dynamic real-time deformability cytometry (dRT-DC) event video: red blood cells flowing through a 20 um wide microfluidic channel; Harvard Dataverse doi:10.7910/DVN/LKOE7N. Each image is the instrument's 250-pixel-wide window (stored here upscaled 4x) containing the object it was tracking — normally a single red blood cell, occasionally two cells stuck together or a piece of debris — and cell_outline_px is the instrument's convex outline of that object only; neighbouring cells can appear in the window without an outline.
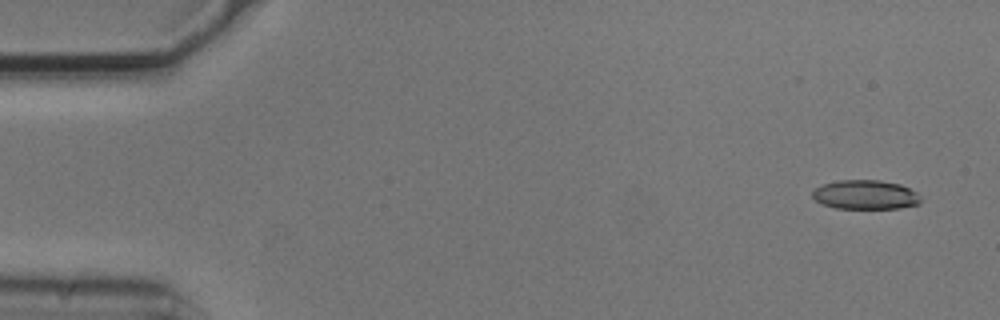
{"species": "common noctule bat (a hibernating species)", "species_latin": "Nyctalus noctula", "temperature_condition": "cold", "stored_images_in_passage": 7, "camera_frame_rate_fps": 3000, "um_per_image_px": 0.085, "animal": {"sex": "male", "body_mass_g": 20.5, "forearm_length_mm": 52.5}, "frame": {"image": 1, "passage_image": 1, "time_ms": 0.0, "image_size_px": [1000, 320], "cell_outline_px": [[920, 204], [900, 208], [836, 208], [824, 204], [816, 200], [812, 196], [812, 192], [816, 188], [824, 184], [840, 180], [880, 180], [900, 184], [916, 192], [920, 196]], "centroid_in_image_um": [73.59, 16.55], "position_along_channel_um": 11.4, "area_um2": 18.26}}
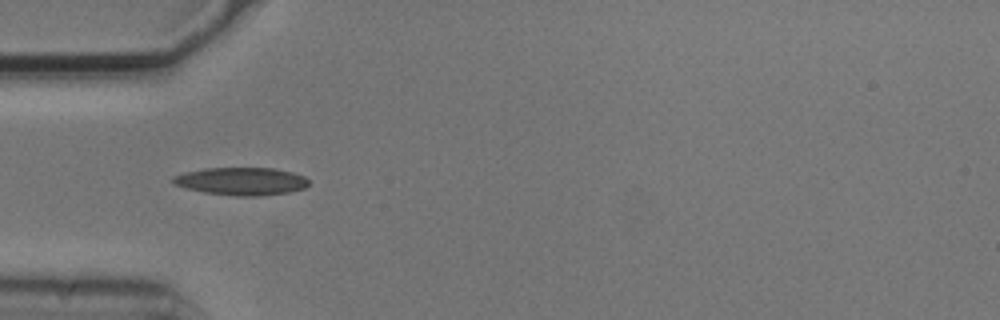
{"frame": {"image": 2, "passage_image": 5, "time_ms": 1.333, "image_size_px": [1000, 320], "cell_outline_px": [[308, 184], [304, 188], [288, 192], [260, 196], [236, 196], [204, 192], [172, 184], [172, 176], [184, 172], [204, 168], [272, 168], [292, 172], [304, 176], [308, 180]], "centroid_in_image_um": [20.49, 15.4], "position_along_channel_um": 64.5, "area_um2": 21.91}}
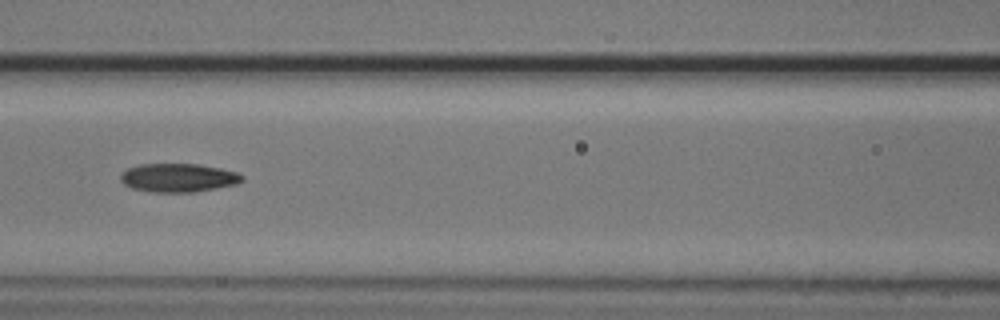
{"frame": {"image": 3, "passage_image": 7, "time_ms": 2.0, "image_size_px": [1000, 320], "cell_outline_px": [[244, 180], [236, 184], [196, 192], [152, 192], [132, 188], [124, 184], [120, 180], [120, 176], [128, 168], [140, 164], [200, 164], [220, 168], [236, 172], [244, 176]], "centroid_in_image_um": [15.17, 15.11], "position_along_channel_um": 151.4, "area_um2": 20.23}}